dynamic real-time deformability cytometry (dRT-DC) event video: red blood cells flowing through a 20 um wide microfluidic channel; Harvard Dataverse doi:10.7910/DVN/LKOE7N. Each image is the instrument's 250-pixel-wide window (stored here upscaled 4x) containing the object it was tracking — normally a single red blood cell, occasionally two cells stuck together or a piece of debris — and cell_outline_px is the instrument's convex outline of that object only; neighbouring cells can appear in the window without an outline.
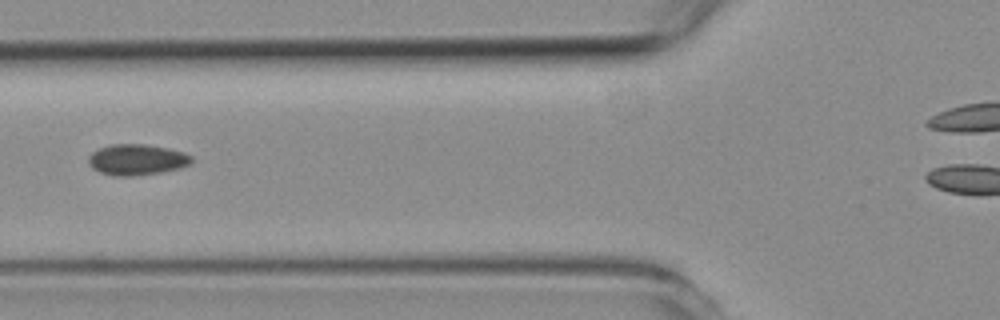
{"species": "common noctule bat (a hibernating species)", "species_latin": "Nyctalus noctula", "temperature_condition": "room temperature", "stored_images_in_passage": 6, "camera_frame_rate_fps": 3000, "um_per_image_px": 0.085, "animal": {"sex": "female", "body_mass_g": 19.3, "forearm_length_mm": 54.1}, "frame": {"image": 1, "passage_image": 5, "time_ms": 5.667, "image_size_px": [1000, 320], "cell_outline_px": [[192, 164], [180, 168], [160, 172], [132, 176], [112, 176], [100, 172], [92, 168], [88, 164], [88, 156], [92, 152], [100, 148], [112, 144], [144, 144], [168, 148], [184, 152], [192, 156]], "centroid_in_image_um": [11.63, 13.57], "position_along_channel_um": 114.2, "area_um2": 18.67}}